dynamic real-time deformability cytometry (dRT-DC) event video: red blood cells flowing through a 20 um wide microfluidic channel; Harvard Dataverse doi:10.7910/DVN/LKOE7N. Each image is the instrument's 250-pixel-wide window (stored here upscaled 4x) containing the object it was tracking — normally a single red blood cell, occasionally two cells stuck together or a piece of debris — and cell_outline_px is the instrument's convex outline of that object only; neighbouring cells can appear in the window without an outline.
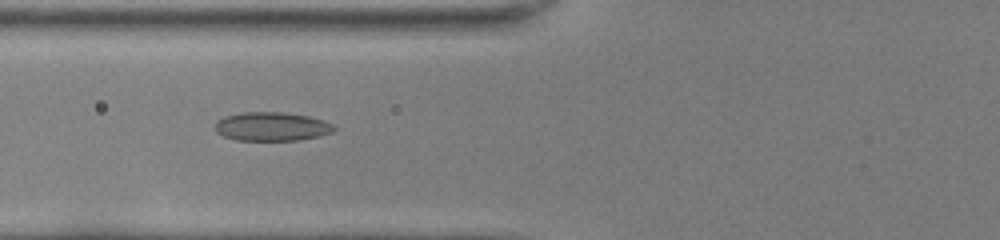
{"species": "common noctule bat (a hibernating species)", "species_latin": "Nyctalus noctula", "temperature_condition": "room temperature", "stored_images_in_passage": 34, "camera_frame_rate_fps": 3000, "um_per_image_px": 0.085, "animal": {"sex": "female", "body_mass_g": 22.0, "forearm_length_mm": 56.7}, "frame": {"image": 1, "passage_image": 5, "time_ms": 1.333, "image_size_px": [1000, 240], "cell_outline_px": [[336, 128], [332, 132], [320, 136], [300, 140], [236, 140], [224, 136], [216, 132], [216, 120], [224, 116], [240, 112], [284, 112], [308, 116], [324, 120], [336, 124]], "centroid_in_image_um": [23.12, 10.75], "position_along_channel_um": 102.7, "area_um2": 20.17}}
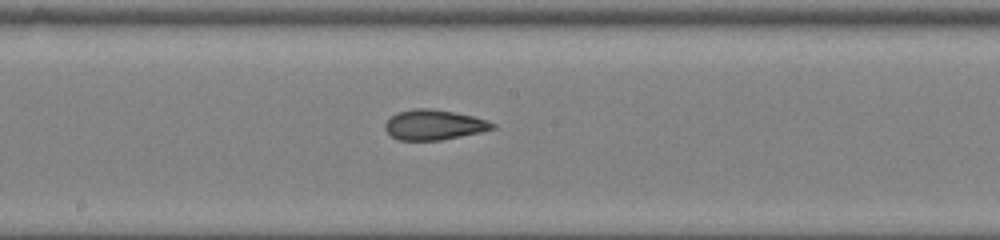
{"frame": {"image": 2, "passage_image": 13, "time_ms": 4.0, "image_size_px": [1000, 240], "cell_outline_px": [[496, 128], [480, 132], [440, 140], [400, 140], [392, 136], [384, 128], [384, 124], [396, 112], [412, 108], [432, 108], [472, 116], [488, 120], [496, 124]], "centroid_in_image_um": [36.88, 10.6], "position_along_channel_um": 211.3, "area_um2": 18.79}}
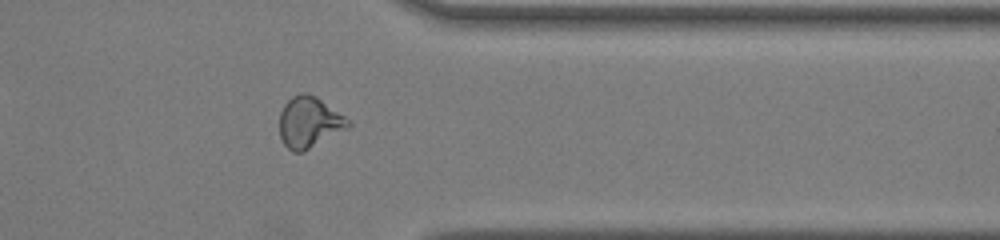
{"frame": {"image": 3, "passage_image": 26, "time_ms": 8.333, "image_size_px": [1000, 240], "cell_outline_px": [[352, 124], [348, 128], [300, 152], [292, 152], [284, 144], [280, 136], [280, 112], [284, 104], [292, 96], [300, 92], [308, 92], [316, 96], [344, 116]], "centroid_in_image_um": [26.26, 10.36], "position_along_channel_um": 385.1, "area_um2": 20.11}, "authors_computed_cell_mechanics": {"area_um2": 19.1896, "velocity_mm_per_s": 4.0749, "shape_relaxation_time_tau1_ms": null, "shape_relaxation_time_tau2_ms": 1.3033, "deformation_change_tau1": null, "deformation_change_tau2": 0.0666}}